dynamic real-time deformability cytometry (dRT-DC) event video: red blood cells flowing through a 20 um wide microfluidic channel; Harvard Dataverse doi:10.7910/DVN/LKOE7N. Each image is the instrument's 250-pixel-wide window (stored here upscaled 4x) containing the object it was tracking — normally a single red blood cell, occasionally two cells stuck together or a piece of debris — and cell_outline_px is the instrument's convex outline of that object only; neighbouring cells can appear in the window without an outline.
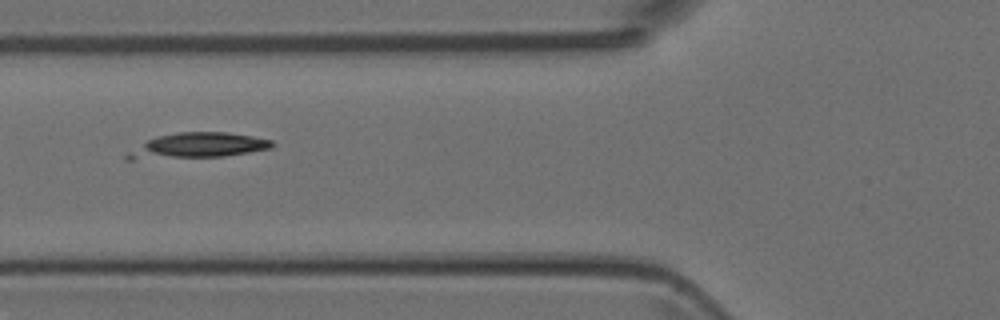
{"species": "Egyptian fruit bat (a non-hibernating species)", "species_latin": "Rousettus aegyptiacus", "temperature_condition": "room temperature", "stored_images_in_passage": 7, "camera_frame_rate_fps": 3000, "um_per_image_px": 0.085, "animal": {"sex": "female"}, "frame": {"image": 1, "passage_image": 6, "time_ms": 5.667, "image_size_px": [1000, 320], "cell_outline_px": [[276, 144], [272, 148], [224, 156], [132, 160], [124, 160], [124, 156], [128, 152], [148, 140], [160, 136], [176, 132], [228, 132], [252, 136], [272, 140]], "centroid_in_image_um": [16.8, 12.38], "position_along_channel_um": 109.0, "area_um2": 21.33}}
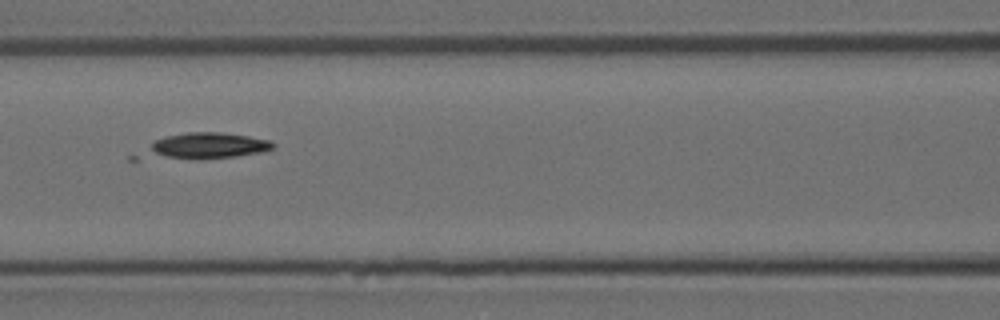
{"frame": {"image": 2, "passage_image": 7, "time_ms": 6.667, "image_size_px": [1000, 320], "cell_outline_px": [[276, 148], [260, 152], [236, 156], [196, 160], [168, 156], [156, 152], [152, 148], [152, 144], [156, 140], [168, 136], [188, 132], [220, 132], [248, 136], [272, 140], [276, 144]], "centroid_in_image_um": [17.88, 12.36], "position_along_channel_um": 148.7, "area_um2": 18.26}}